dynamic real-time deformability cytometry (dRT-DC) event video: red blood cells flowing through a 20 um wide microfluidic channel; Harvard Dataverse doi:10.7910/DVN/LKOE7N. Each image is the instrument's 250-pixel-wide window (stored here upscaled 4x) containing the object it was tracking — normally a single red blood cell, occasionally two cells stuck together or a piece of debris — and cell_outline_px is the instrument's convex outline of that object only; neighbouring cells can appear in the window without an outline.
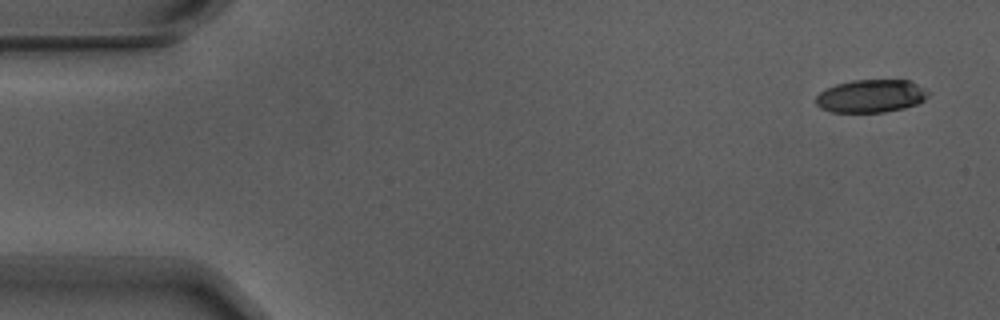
{"species": "Egyptian fruit bat (a non-hibernating species)", "species_latin": "Rousettus aegyptiacus", "temperature_condition": "warm", "stored_images_in_passage": 5, "segment_of_instrument_passage": [1, 2], "camera_frame_rate_fps": 3000, "um_per_image_px": 0.085, "animal": {"sex": "male"}, "frame": {"image": 1, "passage_image": 1, "time_ms": 0.0, "image_size_px": [1000, 320], "cell_outline_px": [[928, 96], [924, 100], [916, 104], [904, 108], [884, 112], [832, 112], [820, 108], [816, 104], [816, 96], [820, 92], [836, 84], [852, 80], [908, 80], [924, 88], [928, 92]], "centroid_in_image_um": [74.02, 8.17], "position_along_channel_um": 11.0, "area_um2": 21.44}}